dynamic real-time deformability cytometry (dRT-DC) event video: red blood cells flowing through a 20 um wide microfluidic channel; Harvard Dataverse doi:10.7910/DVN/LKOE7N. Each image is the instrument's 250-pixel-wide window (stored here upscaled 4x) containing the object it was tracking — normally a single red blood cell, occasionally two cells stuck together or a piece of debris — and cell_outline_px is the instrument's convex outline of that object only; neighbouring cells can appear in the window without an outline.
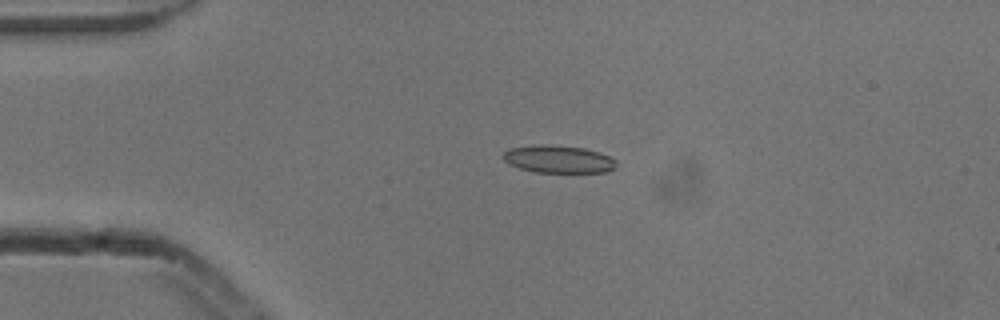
{"species": "common noctule bat (a hibernating species)", "species_latin": "Nyctalus noctula", "temperature_condition": "cold", "stored_images_in_passage": 3, "camera_frame_rate_fps": 3000, "um_per_image_px": 0.085, "animal": {"sex": "male", "body_mass_g": 13.3}, "frame": {"image": 1, "passage_image": 2, "time_ms": 0.333, "image_size_px": [1000, 320], "cell_outline_px": [[616, 168], [604, 172], [536, 172], [520, 168], [508, 164], [504, 160], [504, 152], [508, 148], [532, 144], [548, 144], [584, 148], [600, 152], [616, 160]], "centroid_in_image_um": [47.45, 13.51], "position_along_channel_um": 37.6, "area_um2": 18.32}}